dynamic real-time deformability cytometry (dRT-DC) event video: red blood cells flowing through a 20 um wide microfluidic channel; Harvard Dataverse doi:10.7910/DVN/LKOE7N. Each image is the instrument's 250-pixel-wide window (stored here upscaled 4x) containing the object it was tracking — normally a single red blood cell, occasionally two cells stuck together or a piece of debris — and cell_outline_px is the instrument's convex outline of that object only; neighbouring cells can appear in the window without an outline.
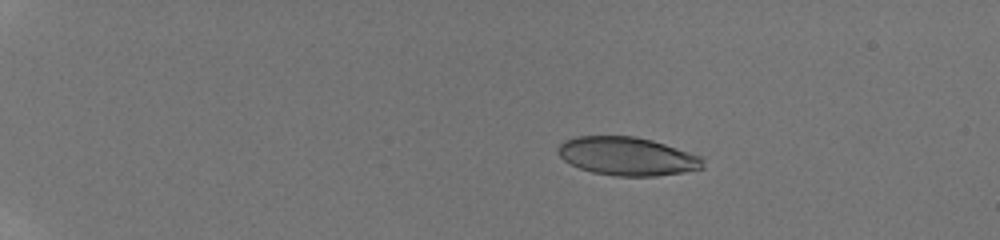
{"species": "human", "species_latin": "Homo sapiens", "temperature_condition": "room temperature", "stored_images_in_passage": 34, "camera_frame_rate_fps": 3000, "um_per_image_px": 0.085, "donor": {"sex": "male"}, "frame": {"image": 1, "passage_image": 1, "time_ms": 0.0, "image_size_px": [1000, 240], "cell_outline_px": [[704, 168], [684, 172], [656, 176], [616, 176], [592, 172], [580, 168], [564, 160], [556, 152], [556, 148], [564, 140], [576, 136], [632, 136], [652, 140], [700, 156], [704, 160]], "centroid_in_image_um": [53.29, 13.28], "position_along_channel_um": 31.7, "area_um2": 32.37}}
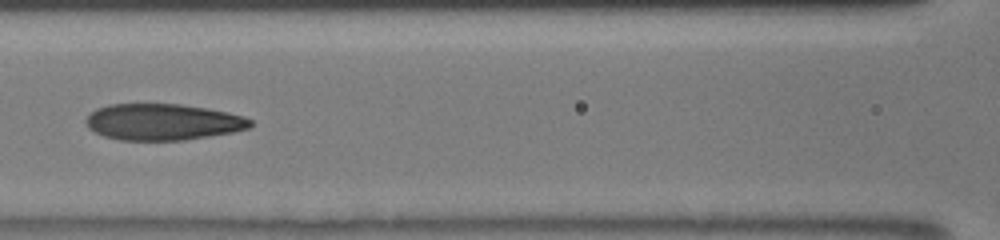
{"frame": {"image": 2, "passage_image": 14, "time_ms": 5.667, "image_size_px": [1000, 240], "cell_outline_px": [[252, 124], [248, 128], [232, 132], [184, 140], [120, 140], [104, 136], [88, 128], [84, 120], [96, 108], [108, 104], [180, 104], [208, 108], [228, 112], [244, 116], [252, 120]], "centroid_in_image_um": [13.83, 10.36], "position_along_channel_um": 152.8, "area_um2": 34.85}}
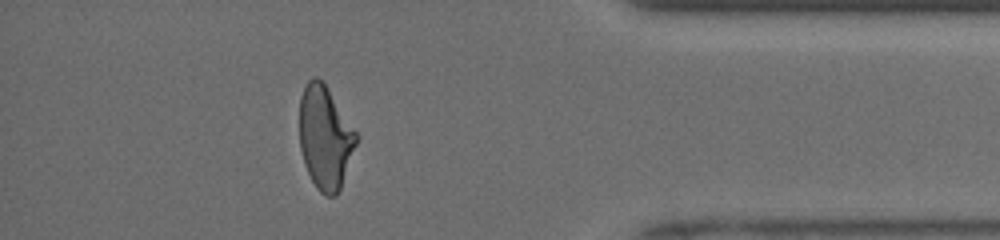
{"frame": {"image": 3, "passage_image": 30, "time_ms": 12.333, "image_size_px": [1000, 240], "cell_outline_px": [[360, 136], [340, 188], [336, 196], [324, 196], [316, 188], [304, 164], [300, 148], [300, 96], [308, 80], [312, 76], [316, 76], [324, 84]], "centroid_in_image_um": [27.64, 11.71], "position_along_channel_um": 407.6, "area_um2": 34.04}, "authors_computed_cell_mechanics": {"area_um2": 34.9979, "velocity_mm_per_s": 4.1609, "shape_relaxation_time_tau1_ms": 4.8254, "shape_relaxation_time_tau2_ms": 1.3844, "deformation_change_tau1": 0.2113, "deformation_change_tau2": 0.099}}